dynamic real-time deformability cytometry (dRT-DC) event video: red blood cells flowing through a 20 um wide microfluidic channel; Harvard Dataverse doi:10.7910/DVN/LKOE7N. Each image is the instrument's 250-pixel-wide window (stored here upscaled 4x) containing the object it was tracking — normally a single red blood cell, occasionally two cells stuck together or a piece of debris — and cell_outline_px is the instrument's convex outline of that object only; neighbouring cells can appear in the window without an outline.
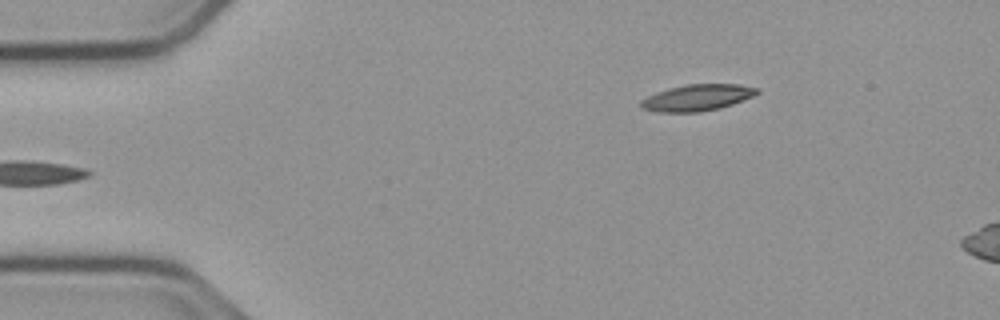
{"species": "common noctule bat (a hibernating species)", "species_latin": "Nyctalus noctula", "temperature_condition": "cold", "stored_images_in_passage": 7, "camera_frame_rate_fps": 3000, "um_per_image_px": 0.085, "animal": {"sex": "male", "body_mass_g": 23.1, "forearm_length_mm": 52.7}, "frame": {"image": 1, "passage_image": 1, "time_ms": 0.0, "image_size_px": [1000, 320], "cell_outline_px": [[760, 92], [752, 96], [732, 104], [720, 108], [700, 112], [656, 112], [640, 108], [640, 100], [656, 92], [688, 84], [740, 84], [760, 88]], "centroid_in_image_um": [59.26, 8.3], "position_along_channel_um": 25.7, "area_um2": 17.86}}